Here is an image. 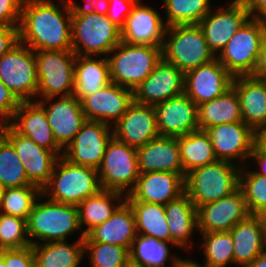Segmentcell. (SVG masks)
Listing matches in <instances>:
<instances>
[{
	"mask_svg": "<svg viewBox=\"0 0 266 267\" xmlns=\"http://www.w3.org/2000/svg\"><path fill=\"white\" fill-rule=\"evenodd\" d=\"M249 18L243 0H233L227 8L220 7L214 12L211 9L198 25L204 33L209 48L216 56Z\"/></svg>",
	"mask_w": 266,
	"mask_h": 267,
	"instance_id": "obj_14",
	"label": "cell"
},
{
	"mask_svg": "<svg viewBox=\"0 0 266 267\" xmlns=\"http://www.w3.org/2000/svg\"><path fill=\"white\" fill-rule=\"evenodd\" d=\"M0 80L21 102L35 101L38 91L35 51L18 41L0 57Z\"/></svg>",
	"mask_w": 266,
	"mask_h": 267,
	"instance_id": "obj_11",
	"label": "cell"
},
{
	"mask_svg": "<svg viewBox=\"0 0 266 267\" xmlns=\"http://www.w3.org/2000/svg\"><path fill=\"white\" fill-rule=\"evenodd\" d=\"M251 215L239 188L229 196L197 209L199 232H229L238 222Z\"/></svg>",
	"mask_w": 266,
	"mask_h": 267,
	"instance_id": "obj_16",
	"label": "cell"
},
{
	"mask_svg": "<svg viewBox=\"0 0 266 267\" xmlns=\"http://www.w3.org/2000/svg\"><path fill=\"white\" fill-rule=\"evenodd\" d=\"M257 141L266 148V125L257 133Z\"/></svg>",
	"mask_w": 266,
	"mask_h": 267,
	"instance_id": "obj_55",
	"label": "cell"
},
{
	"mask_svg": "<svg viewBox=\"0 0 266 267\" xmlns=\"http://www.w3.org/2000/svg\"><path fill=\"white\" fill-rule=\"evenodd\" d=\"M165 39L162 58L183 73L216 59L198 24L168 26Z\"/></svg>",
	"mask_w": 266,
	"mask_h": 267,
	"instance_id": "obj_6",
	"label": "cell"
},
{
	"mask_svg": "<svg viewBox=\"0 0 266 267\" xmlns=\"http://www.w3.org/2000/svg\"><path fill=\"white\" fill-rule=\"evenodd\" d=\"M0 256L5 260L6 267H35L32 246L13 249H1Z\"/></svg>",
	"mask_w": 266,
	"mask_h": 267,
	"instance_id": "obj_45",
	"label": "cell"
},
{
	"mask_svg": "<svg viewBox=\"0 0 266 267\" xmlns=\"http://www.w3.org/2000/svg\"><path fill=\"white\" fill-rule=\"evenodd\" d=\"M115 52V53H113ZM107 57L111 82L135 90L162 59V47L121 41Z\"/></svg>",
	"mask_w": 266,
	"mask_h": 267,
	"instance_id": "obj_7",
	"label": "cell"
},
{
	"mask_svg": "<svg viewBox=\"0 0 266 267\" xmlns=\"http://www.w3.org/2000/svg\"><path fill=\"white\" fill-rule=\"evenodd\" d=\"M179 267H184V260H183L182 264Z\"/></svg>",
	"mask_w": 266,
	"mask_h": 267,
	"instance_id": "obj_60",
	"label": "cell"
},
{
	"mask_svg": "<svg viewBox=\"0 0 266 267\" xmlns=\"http://www.w3.org/2000/svg\"><path fill=\"white\" fill-rule=\"evenodd\" d=\"M0 133L15 149L29 182L42 190L50 181L58 156L16 132L9 124L0 125Z\"/></svg>",
	"mask_w": 266,
	"mask_h": 267,
	"instance_id": "obj_12",
	"label": "cell"
},
{
	"mask_svg": "<svg viewBox=\"0 0 266 267\" xmlns=\"http://www.w3.org/2000/svg\"><path fill=\"white\" fill-rule=\"evenodd\" d=\"M185 192L184 178L171 172L140 173L134 189L125 201H143L165 205Z\"/></svg>",
	"mask_w": 266,
	"mask_h": 267,
	"instance_id": "obj_25",
	"label": "cell"
},
{
	"mask_svg": "<svg viewBox=\"0 0 266 267\" xmlns=\"http://www.w3.org/2000/svg\"><path fill=\"white\" fill-rule=\"evenodd\" d=\"M101 189L97 169L73 164L63 156H59L50 181L42 189V197H50L48 199L55 202L78 206Z\"/></svg>",
	"mask_w": 266,
	"mask_h": 267,
	"instance_id": "obj_2",
	"label": "cell"
},
{
	"mask_svg": "<svg viewBox=\"0 0 266 267\" xmlns=\"http://www.w3.org/2000/svg\"><path fill=\"white\" fill-rule=\"evenodd\" d=\"M265 33L266 22L248 19L216 58L233 77L254 76Z\"/></svg>",
	"mask_w": 266,
	"mask_h": 267,
	"instance_id": "obj_8",
	"label": "cell"
},
{
	"mask_svg": "<svg viewBox=\"0 0 266 267\" xmlns=\"http://www.w3.org/2000/svg\"><path fill=\"white\" fill-rule=\"evenodd\" d=\"M61 4L59 8L52 0L24 1L19 41L33 51L72 50L71 4L69 0Z\"/></svg>",
	"mask_w": 266,
	"mask_h": 267,
	"instance_id": "obj_1",
	"label": "cell"
},
{
	"mask_svg": "<svg viewBox=\"0 0 266 267\" xmlns=\"http://www.w3.org/2000/svg\"><path fill=\"white\" fill-rule=\"evenodd\" d=\"M138 0H109L108 18L120 29Z\"/></svg>",
	"mask_w": 266,
	"mask_h": 267,
	"instance_id": "obj_48",
	"label": "cell"
},
{
	"mask_svg": "<svg viewBox=\"0 0 266 267\" xmlns=\"http://www.w3.org/2000/svg\"><path fill=\"white\" fill-rule=\"evenodd\" d=\"M254 76L266 79V33L262 39Z\"/></svg>",
	"mask_w": 266,
	"mask_h": 267,
	"instance_id": "obj_53",
	"label": "cell"
},
{
	"mask_svg": "<svg viewBox=\"0 0 266 267\" xmlns=\"http://www.w3.org/2000/svg\"><path fill=\"white\" fill-rule=\"evenodd\" d=\"M36 102L46 112L56 142L65 149L87 120L84 116L81 101L74 94H71L60 96L57 102H53L46 107V98Z\"/></svg>",
	"mask_w": 266,
	"mask_h": 267,
	"instance_id": "obj_22",
	"label": "cell"
},
{
	"mask_svg": "<svg viewBox=\"0 0 266 267\" xmlns=\"http://www.w3.org/2000/svg\"><path fill=\"white\" fill-rule=\"evenodd\" d=\"M72 11L88 10L92 13L107 15L109 9V0H86L85 6L82 7L74 1L69 0Z\"/></svg>",
	"mask_w": 266,
	"mask_h": 267,
	"instance_id": "obj_50",
	"label": "cell"
},
{
	"mask_svg": "<svg viewBox=\"0 0 266 267\" xmlns=\"http://www.w3.org/2000/svg\"><path fill=\"white\" fill-rule=\"evenodd\" d=\"M97 171L102 189L118 191L127 196L140 175L136 148L112 137Z\"/></svg>",
	"mask_w": 266,
	"mask_h": 267,
	"instance_id": "obj_10",
	"label": "cell"
},
{
	"mask_svg": "<svg viewBox=\"0 0 266 267\" xmlns=\"http://www.w3.org/2000/svg\"><path fill=\"white\" fill-rule=\"evenodd\" d=\"M167 224L171 233V244L188 249L189 239L198 228L197 209L184 192L178 198L164 205ZM190 244V245H189Z\"/></svg>",
	"mask_w": 266,
	"mask_h": 267,
	"instance_id": "obj_29",
	"label": "cell"
},
{
	"mask_svg": "<svg viewBox=\"0 0 266 267\" xmlns=\"http://www.w3.org/2000/svg\"><path fill=\"white\" fill-rule=\"evenodd\" d=\"M113 137L128 146L139 148L159 135L153 105L133 101L114 124Z\"/></svg>",
	"mask_w": 266,
	"mask_h": 267,
	"instance_id": "obj_20",
	"label": "cell"
},
{
	"mask_svg": "<svg viewBox=\"0 0 266 267\" xmlns=\"http://www.w3.org/2000/svg\"><path fill=\"white\" fill-rule=\"evenodd\" d=\"M20 103L16 95L0 80V125L10 122Z\"/></svg>",
	"mask_w": 266,
	"mask_h": 267,
	"instance_id": "obj_46",
	"label": "cell"
},
{
	"mask_svg": "<svg viewBox=\"0 0 266 267\" xmlns=\"http://www.w3.org/2000/svg\"><path fill=\"white\" fill-rule=\"evenodd\" d=\"M184 93V73L163 58L133 91L134 101L155 105Z\"/></svg>",
	"mask_w": 266,
	"mask_h": 267,
	"instance_id": "obj_19",
	"label": "cell"
},
{
	"mask_svg": "<svg viewBox=\"0 0 266 267\" xmlns=\"http://www.w3.org/2000/svg\"><path fill=\"white\" fill-rule=\"evenodd\" d=\"M109 83L111 79L107 57L96 60V57L76 55L73 94L80 101Z\"/></svg>",
	"mask_w": 266,
	"mask_h": 267,
	"instance_id": "obj_31",
	"label": "cell"
},
{
	"mask_svg": "<svg viewBox=\"0 0 266 267\" xmlns=\"http://www.w3.org/2000/svg\"><path fill=\"white\" fill-rule=\"evenodd\" d=\"M138 0L121 28V41L130 44L162 47L166 24L160 14Z\"/></svg>",
	"mask_w": 266,
	"mask_h": 267,
	"instance_id": "obj_23",
	"label": "cell"
},
{
	"mask_svg": "<svg viewBox=\"0 0 266 267\" xmlns=\"http://www.w3.org/2000/svg\"><path fill=\"white\" fill-rule=\"evenodd\" d=\"M84 237L82 233L76 243L66 241H50L32 244L35 267H79L84 252Z\"/></svg>",
	"mask_w": 266,
	"mask_h": 267,
	"instance_id": "obj_32",
	"label": "cell"
},
{
	"mask_svg": "<svg viewBox=\"0 0 266 267\" xmlns=\"http://www.w3.org/2000/svg\"><path fill=\"white\" fill-rule=\"evenodd\" d=\"M250 159L259 164V170L255 171L259 175L266 176V148L262 146L258 141L255 142Z\"/></svg>",
	"mask_w": 266,
	"mask_h": 267,
	"instance_id": "obj_52",
	"label": "cell"
},
{
	"mask_svg": "<svg viewBox=\"0 0 266 267\" xmlns=\"http://www.w3.org/2000/svg\"><path fill=\"white\" fill-rule=\"evenodd\" d=\"M110 126L106 123L86 120L75 138L63 150L62 156L73 164L98 169L107 144L113 137Z\"/></svg>",
	"mask_w": 266,
	"mask_h": 267,
	"instance_id": "obj_13",
	"label": "cell"
},
{
	"mask_svg": "<svg viewBox=\"0 0 266 267\" xmlns=\"http://www.w3.org/2000/svg\"><path fill=\"white\" fill-rule=\"evenodd\" d=\"M120 42L121 29L107 15L72 11V51L76 55L108 57Z\"/></svg>",
	"mask_w": 266,
	"mask_h": 267,
	"instance_id": "obj_4",
	"label": "cell"
},
{
	"mask_svg": "<svg viewBox=\"0 0 266 267\" xmlns=\"http://www.w3.org/2000/svg\"><path fill=\"white\" fill-rule=\"evenodd\" d=\"M140 173L171 172L184 178L180 146L176 137L158 136L136 148Z\"/></svg>",
	"mask_w": 266,
	"mask_h": 267,
	"instance_id": "obj_26",
	"label": "cell"
},
{
	"mask_svg": "<svg viewBox=\"0 0 266 267\" xmlns=\"http://www.w3.org/2000/svg\"><path fill=\"white\" fill-rule=\"evenodd\" d=\"M250 18L266 22V0H243Z\"/></svg>",
	"mask_w": 266,
	"mask_h": 267,
	"instance_id": "obj_51",
	"label": "cell"
},
{
	"mask_svg": "<svg viewBox=\"0 0 266 267\" xmlns=\"http://www.w3.org/2000/svg\"><path fill=\"white\" fill-rule=\"evenodd\" d=\"M42 194L35 185L5 188L0 190V213L28 220L34 203Z\"/></svg>",
	"mask_w": 266,
	"mask_h": 267,
	"instance_id": "obj_38",
	"label": "cell"
},
{
	"mask_svg": "<svg viewBox=\"0 0 266 267\" xmlns=\"http://www.w3.org/2000/svg\"><path fill=\"white\" fill-rule=\"evenodd\" d=\"M160 136L178 137L199 130L198 106L185 93L154 105Z\"/></svg>",
	"mask_w": 266,
	"mask_h": 267,
	"instance_id": "obj_18",
	"label": "cell"
},
{
	"mask_svg": "<svg viewBox=\"0 0 266 267\" xmlns=\"http://www.w3.org/2000/svg\"><path fill=\"white\" fill-rule=\"evenodd\" d=\"M233 80L216 58L184 73V93L198 106L224 94L232 87Z\"/></svg>",
	"mask_w": 266,
	"mask_h": 267,
	"instance_id": "obj_15",
	"label": "cell"
},
{
	"mask_svg": "<svg viewBox=\"0 0 266 267\" xmlns=\"http://www.w3.org/2000/svg\"><path fill=\"white\" fill-rule=\"evenodd\" d=\"M27 220L0 213V250L30 246Z\"/></svg>",
	"mask_w": 266,
	"mask_h": 267,
	"instance_id": "obj_44",
	"label": "cell"
},
{
	"mask_svg": "<svg viewBox=\"0 0 266 267\" xmlns=\"http://www.w3.org/2000/svg\"><path fill=\"white\" fill-rule=\"evenodd\" d=\"M38 197L27 220V236L32 244L40 239L44 243L65 241L67 236L80 230L78 206L52 201L37 202ZM31 237V238H30Z\"/></svg>",
	"mask_w": 266,
	"mask_h": 267,
	"instance_id": "obj_5",
	"label": "cell"
},
{
	"mask_svg": "<svg viewBox=\"0 0 266 267\" xmlns=\"http://www.w3.org/2000/svg\"><path fill=\"white\" fill-rule=\"evenodd\" d=\"M205 131L217 160L233 163L234 158H239L240 162L250 159L257 133L243 121L216 125Z\"/></svg>",
	"mask_w": 266,
	"mask_h": 267,
	"instance_id": "obj_17",
	"label": "cell"
},
{
	"mask_svg": "<svg viewBox=\"0 0 266 267\" xmlns=\"http://www.w3.org/2000/svg\"><path fill=\"white\" fill-rule=\"evenodd\" d=\"M84 252L88 251L91 267H130V250L114 244L92 242L84 237Z\"/></svg>",
	"mask_w": 266,
	"mask_h": 267,
	"instance_id": "obj_42",
	"label": "cell"
},
{
	"mask_svg": "<svg viewBox=\"0 0 266 267\" xmlns=\"http://www.w3.org/2000/svg\"><path fill=\"white\" fill-rule=\"evenodd\" d=\"M133 101V90L111 82L92 95L85 96L81 106L87 120L110 125V122L115 124L121 118Z\"/></svg>",
	"mask_w": 266,
	"mask_h": 267,
	"instance_id": "obj_21",
	"label": "cell"
},
{
	"mask_svg": "<svg viewBox=\"0 0 266 267\" xmlns=\"http://www.w3.org/2000/svg\"><path fill=\"white\" fill-rule=\"evenodd\" d=\"M86 236L92 242L114 244L130 250L137 236L131 206L124 201L108 220L95 226Z\"/></svg>",
	"mask_w": 266,
	"mask_h": 267,
	"instance_id": "obj_28",
	"label": "cell"
},
{
	"mask_svg": "<svg viewBox=\"0 0 266 267\" xmlns=\"http://www.w3.org/2000/svg\"><path fill=\"white\" fill-rule=\"evenodd\" d=\"M8 124L38 146L52 151L58 157L63 155L64 149L56 142L46 112L36 101L21 102Z\"/></svg>",
	"mask_w": 266,
	"mask_h": 267,
	"instance_id": "obj_24",
	"label": "cell"
},
{
	"mask_svg": "<svg viewBox=\"0 0 266 267\" xmlns=\"http://www.w3.org/2000/svg\"><path fill=\"white\" fill-rule=\"evenodd\" d=\"M0 267H6V262L1 256H0Z\"/></svg>",
	"mask_w": 266,
	"mask_h": 267,
	"instance_id": "obj_58",
	"label": "cell"
},
{
	"mask_svg": "<svg viewBox=\"0 0 266 267\" xmlns=\"http://www.w3.org/2000/svg\"><path fill=\"white\" fill-rule=\"evenodd\" d=\"M37 62V96L52 101L57 95L74 92V66L76 54L72 50L35 51Z\"/></svg>",
	"mask_w": 266,
	"mask_h": 267,
	"instance_id": "obj_9",
	"label": "cell"
},
{
	"mask_svg": "<svg viewBox=\"0 0 266 267\" xmlns=\"http://www.w3.org/2000/svg\"><path fill=\"white\" fill-rule=\"evenodd\" d=\"M176 138L180 146L184 179L190 171L217 161L213 145L206 131L197 130Z\"/></svg>",
	"mask_w": 266,
	"mask_h": 267,
	"instance_id": "obj_36",
	"label": "cell"
},
{
	"mask_svg": "<svg viewBox=\"0 0 266 267\" xmlns=\"http://www.w3.org/2000/svg\"><path fill=\"white\" fill-rule=\"evenodd\" d=\"M259 218L261 227H266V208L256 214Z\"/></svg>",
	"mask_w": 266,
	"mask_h": 267,
	"instance_id": "obj_56",
	"label": "cell"
},
{
	"mask_svg": "<svg viewBox=\"0 0 266 267\" xmlns=\"http://www.w3.org/2000/svg\"><path fill=\"white\" fill-rule=\"evenodd\" d=\"M247 267H266V250L260 253Z\"/></svg>",
	"mask_w": 266,
	"mask_h": 267,
	"instance_id": "obj_54",
	"label": "cell"
},
{
	"mask_svg": "<svg viewBox=\"0 0 266 267\" xmlns=\"http://www.w3.org/2000/svg\"><path fill=\"white\" fill-rule=\"evenodd\" d=\"M229 232L233 237L234 264L236 265L247 267L266 250L264 231L256 215H250L238 222Z\"/></svg>",
	"mask_w": 266,
	"mask_h": 267,
	"instance_id": "obj_30",
	"label": "cell"
},
{
	"mask_svg": "<svg viewBox=\"0 0 266 267\" xmlns=\"http://www.w3.org/2000/svg\"><path fill=\"white\" fill-rule=\"evenodd\" d=\"M24 0H0V24L19 27Z\"/></svg>",
	"mask_w": 266,
	"mask_h": 267,
	"instance_id": "obj_47",
	"label": "cell"
},
{
	"mask_svg": "<svg viewBox=\"0 0 266 267\" xmlns=\"http://www.w3.org/2000/svg\"><path fill=\"white\" fill-rule=\"evenodd\" d=\"M167 241H161L155 237L137 234L130 249V264L132 267H167L169 259ZM184 259L172 258L170 267H179Z\"/></svg>",
	"mask_w": 266,
	"mask_h": 267,
	"instance_id": "obj_35",
	"label": "cell"
},
{
	"mask_svg": "<svg viewBox=\"0 0 266 267\" xmlns=\"http://www.w3.org/2000/svg\"><path fill=\"white\" fill-rule=\"evenodd\" d=\"M19 41L17 27L0 24V57Z\"/></svg>",
	"mask_w": 266,
	"mask_h": 267,
	"instance_id": "obj_49",
	"label": "cell"
},
{
	"mask_svg": "<svg viewBox=\"0 0 266 267\" xmlns=\"http://www.w3.org/2000/svg\"><path fill=\"white\" fill-rule=\"evenodd\" d=\"M33 185L12 144L0 133V190Z\"/></svg>",
	"mask_w": 266,
	"mask_h": 267,
	"instance_id": "obj_40",
	"label": "cell"
},
{
	"mask_svg": "<svg viewBox=\"0 0 266 267\" xmlns=\"http://www.w3.org/2000/svg\"><path fill=\"white\" fill-rule=\"evenodd\" d=\"M263 231H264V244L266 247V227H262Z\"/></svg>",
	"mask_w": 266,
	"mask_h": 267,
	"instance_id": "obj_59",
	"label": "cell"
},
{
	"mask_svg": "<svg viewBox=\"0 0 266 267\" xmlns=\"http://www.w3.org/2000/svg\"><path fill=\"white\" fill-rule=\"evenodd\" d=\"M217 160L186 174L185 193L196 209L229 196L240 187V166Z\"/></svg>",
	"mask_w": 266,
	"mask_h": 267,
	"instance_id": "obj_3",
	"label": "cell"
},
{
	"mask_svg": "<svg viewBox=\"0 0 266 267\" xmlns=\"http://www.w3.org/2000/svg\"><path fill=\"white\" fill-rule=\"evenodd\" d=\"M232 87L239 98L243 122L258 133L266 125V79L237 76Z\"/></svg>",
	"mask_w": 266,
	"mask_h": 267,
	"instance_id": "obj_27",
	"label": "cell"
},
{
	"mask_svg": "<svg viewBox=\"0 0 266 267\" xmlns=\"http://www.w3.org/2000/svg\"><path fill=\"white\" fill-rule=\"evenodd\" d=\"M125 198L126 195L121 192L101 189L97 194L82 201L78 205L79 224L80 228L88 226L82 233L86 235L95 226L108 220ZM114 200L116 203H113Z\"/></svg>",
	"mask_w": 266,
	"mask_h": 267,
	"instance_id": "obj_34",
	"label": "cell"
},
{
	"mask_svg": "<svg viewBox=\"0 0 266 267\" xmlns=\"http://www.w3.org/2000/svg\"><path fill=\"white\" fill-rule=\"evenodd\" d=\"M166 26L199 24L209 14L210 0H163Z\"/></svg>",
	"mask_w": 266,
	"mask_h": 267,
	"instance_id": "obj_39",
	"label": "cell"
},
{
	"mask_svg": "<svg viewBox=\"0 0 266 267\" xmlns=\"http://www.w3.org/2000/svg\"><path fill=\"white\" fill-rule=\"evenodd\" d=\"M204 238V265L202 267H227L234 263L233 237L230 232H200Z\"/></svg>",
	"mask_w": 266,
	"mask_h": 267,
	"instance_id": "obj_41",
	"label": "cell"
},
{
	"mask_svg": "<svg viewBox=\"0 0 266 267\" xmlns=\"http://www.w3.org/2000/svg\"><path fill=\"white\" fill-rule=\"evenodd\" d=\"M240 168V189L242 190L249 212L256 215L266 208V176L255 171H246Z\"/></svg>",
	"mask_w": 266,
	"mask_h": 267,
	"instance_id": "obj_43",
	"label": "cell"
},
{
	"mask_svg": "<svg viewBox=\"0 0 266 267\" xmlns=\"http://www.w3.org/2000/svg\"><path fill=\"white\" fill-rule=\"evenodd\" d=\"M184 267H202V265L190 259L188 260L184 259Z\"/></svg>",
	"mask_w": 266,
	"mask_h": 267,
	"instance_id": "obj_57",
	"label": "cell"
},
{
	"mask_svg": "<svg viewBox=\"0 0 266 267\" xmlns=\"http://www.w3.org/2000/svg\"><path fill=\"white\" fill-rule=\"evenodd\" d=\"M126 202L134 212L137 234L171 242V233L167 224L164 205L143 201Z\"/></svg>",
	"mask_w": 266,
	"mask_h": 267,
	"instance_id": "obj_37",
	"label": "cell"
},
{
	"mask_svg": "<svg viewBox=\"0 0 266 267\" xmlns=\"http://www.w3.org/2000/svg\"><path fill=\"white\" fill-rule=\"evenodd\" d=\"M242 121L239 98L233 87L219 97L198 105L199 130Z\"/></svg>",
	"mask_w": 266,
	"mask_h": 267,
	"instance_id": "obj_33",
	"label": "cell"
}]
</instances>
